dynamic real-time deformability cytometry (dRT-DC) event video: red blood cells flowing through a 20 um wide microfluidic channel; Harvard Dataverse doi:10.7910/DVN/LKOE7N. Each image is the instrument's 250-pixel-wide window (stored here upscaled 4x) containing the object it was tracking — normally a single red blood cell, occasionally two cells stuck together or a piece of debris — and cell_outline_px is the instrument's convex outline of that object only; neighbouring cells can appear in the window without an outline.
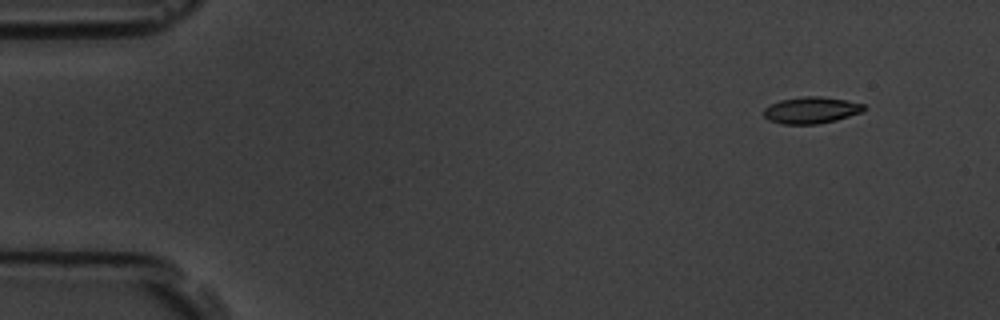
{"species": "common noctule bat (a hibernating species)", "species_latin": "Nyctalus noctula", "temperature_condition": "room temperature", "stored_images_in_passage": 4, "camera_frame_rate_fps": 3000, "um_per_image_px": 0.085, "animal": {"sex": "male", "body_mass_g": 19.5, "forearm_length_mm": 54.6}, "frame": {"image": 1, "passage_image": 1, "time_ms": 0.0, "image_size_px": [1000, 320], "cell_outline_px": [[868, 108], [864, 112], [836, 120], [816, 124], [780, 124], [768, 120], [764, 116], [764, 108], [768, 104], [780, 100], [804, 96], [820, 96], [848, 100], [864, 104]], "centroid_in_image_um": [68.97, 9.36], "position_along_channel_um": 16.0, "area_um2": 15.84}}
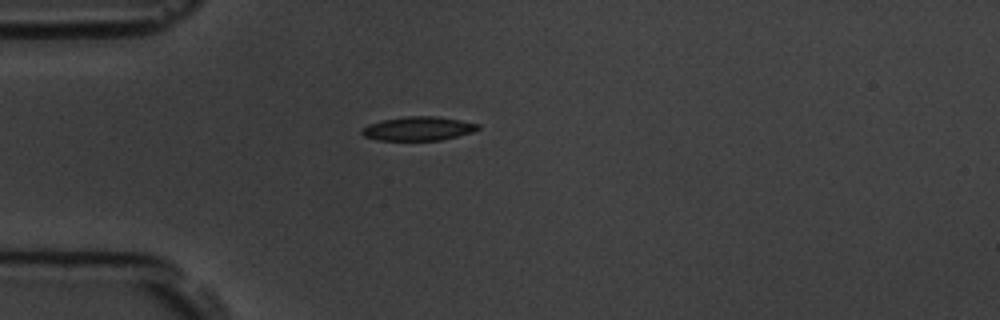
{"frame": {"image": 2, "passage_image": 4, "time_ms": 3.333, "image_size_px": [1000, 320], "cell_outline_px": [[480, 128], [472, 132], [440, 140], [376, 140], [364, 136], [360, 132], [360, 128], [368, 124], [384, 120], [408, 116], [436, 116], [460, 120], [480, 124]], "centroid_in_image_um": [35.52, 10.93], "position_along_channel_um": 49.5, "area_um2": 16.13}}